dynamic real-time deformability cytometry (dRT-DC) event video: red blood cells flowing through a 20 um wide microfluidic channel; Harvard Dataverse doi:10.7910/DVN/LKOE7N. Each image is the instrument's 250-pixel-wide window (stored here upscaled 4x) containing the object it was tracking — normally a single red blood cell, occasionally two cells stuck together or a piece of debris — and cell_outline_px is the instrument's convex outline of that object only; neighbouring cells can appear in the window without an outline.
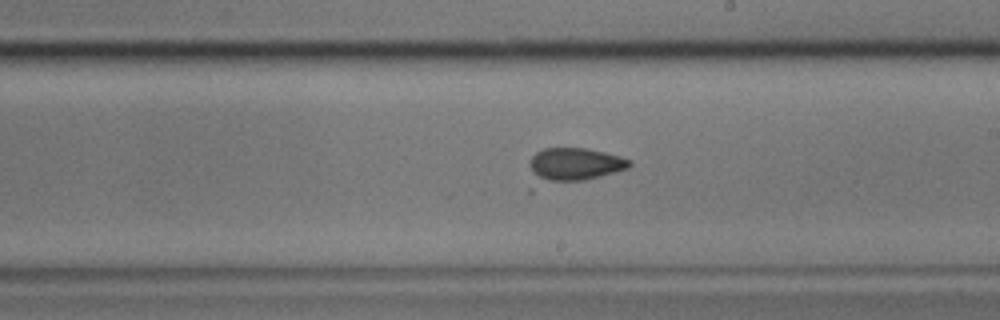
{"species": "common noctule bat (a hibernating species)", "species_latin": "Nyctalus noctula", "temperature_condition": "cold", "stored_images_in_passage": 38, "camera_frame_rate_fps": 3000, "um_per_image_px": 0.085, "animal": {"sex": "male", "body_mass_g": 17.9}, "frame": {"image": 1, "passage_image": 14, "time_ms": 4.333, "image_size_px": [1000, 320], "cell_outline_px": [[632, 164], [628, 168], [616, 172], [584, 180], [536, 180], [532, 168], [532, 156], [536, 152], [544, 148], [588, 148], [620, 156], [632, 160]], "centroid_in_image_um": [48.93, 13.93], "position_along_channel_um": 240.1, "area_um2": 18.67}}
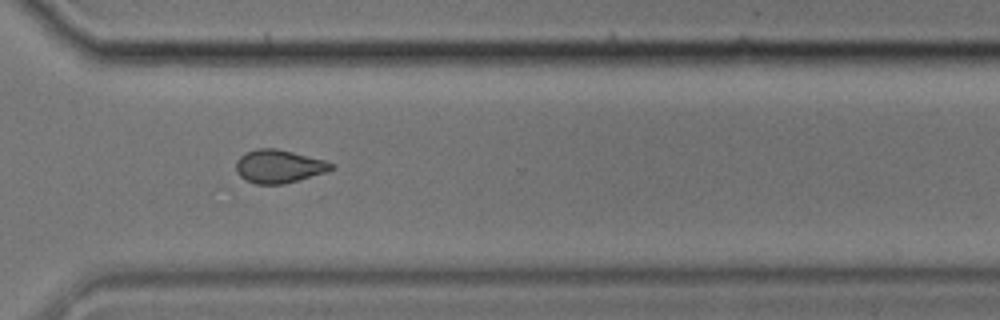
{"frame": {"image": 2, "passage_image": 23, "time_ms": 7.333, "image_size_px": [1000, 320], "cell_outline_px": [[336, 168], [324, 172], [284, 184], [256, 184], [244, 180], [236, 172], [236, 160], [244, 152], [256, 148], [276, 148], [324, 160], [332, 164]], "centroid_in_image_um": [23.64, 14.13], "position_along_channel_um": 347.0, "area_um2": 18.38}}
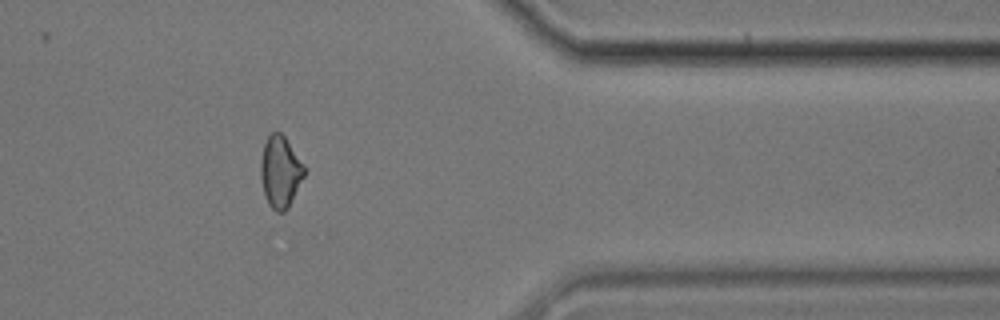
{"frame": {"image": 3, "passage_image": 28, "time_ms": 9.0, "image_size_px": [1000, 320], "cell_outline_px": [[304, 176], [288, 208], [284, 212], [276, 212], [268, 204], [264, 192], [260, 176], [260, 160], [264, 144], [268, 136], [272, 132], [280, 132], [284, 136], [304, 164]], "centroid_in_image_um": [23.81, 14.6], "position_along_channel_um": 387.6, "area_um2": 18.09}, "authors_computed_cell_mechanics": {"area_um2": 18.207, "velocity_mm_per_s": 3.5541, "shape_relaxation_time_tau1_ms": 0.0338, "shape_relaxation_time_tau2_ms": null, "deformation_change_tau1": 0.193, "deformation_change_tau2": null}}